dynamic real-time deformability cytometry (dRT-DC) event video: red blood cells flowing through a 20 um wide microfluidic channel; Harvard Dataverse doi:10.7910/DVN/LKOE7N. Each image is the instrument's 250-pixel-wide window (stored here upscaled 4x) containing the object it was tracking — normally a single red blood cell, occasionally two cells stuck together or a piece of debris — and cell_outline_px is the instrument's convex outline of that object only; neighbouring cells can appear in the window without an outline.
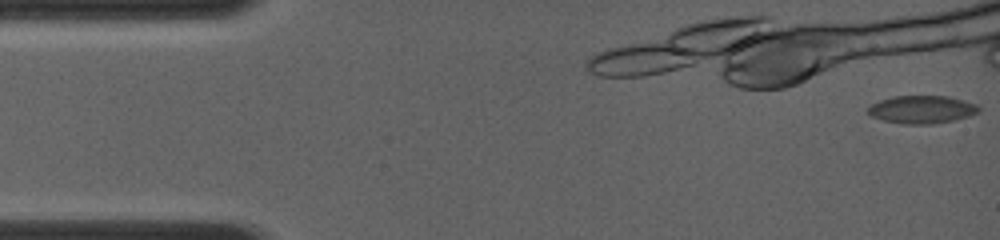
{"species": "common noctule bat (a hibernating species)", "species_latin": "Nyctalus noctula", "temperature_condition": "room temperature", "stored_images_in_passage": 14, "camera_frame_rate_fps": 4000, "um_per_image_px": 0.085, "animal": {"sex": "female", "body_mass_g": 19.0, "forearm_length_mm": 56.7}, "frame": {"image": 1, "passage_image": 1, "time_ms": 0.0, "image_size_px": [1000, 240], "cell_outline_px": [[980, 112], [968, 116], [952, 120], [932, 124], [904, 124], [884, 120], [872, 116], [868, 112], [868, 108], [872, 104], [880, 100], [892, 96], [948, 96], [976, 104], [980, 108]], "centroid_in_image_um": [78.36, 9.3], "position_along_channel_um": 6.6, "area_um2": 17.8}}